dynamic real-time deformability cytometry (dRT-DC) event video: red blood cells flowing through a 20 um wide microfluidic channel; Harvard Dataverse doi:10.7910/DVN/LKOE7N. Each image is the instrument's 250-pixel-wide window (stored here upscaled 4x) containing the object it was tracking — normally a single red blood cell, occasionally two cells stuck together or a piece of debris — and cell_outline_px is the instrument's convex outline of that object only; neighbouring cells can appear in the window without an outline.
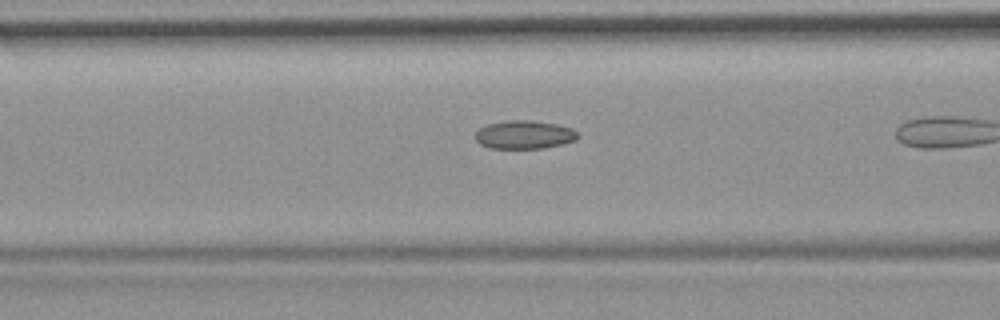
{"species": "common noctule bat (a hibernating species)", "species_latin": "Nyctalus noctula", "temperature_condition": "room temperature", "stored_images_in_passage": 20, "camera_frame_rate_fps": 3000, "um_per_image_px": 0.085, "animal": {"sex": "female", "body_mass_g": 19.9}, "frame": {"image": 1, "passage_image": 15, "time_ms": 4.667, "image_size_px": [1000, 320], "cell_outline_px": [[580, 136], [576, 140], [544, 148], [488, 148], [480, 144], [476, 140], [476, 132], [480, 128], [488, 124], [508, 120], [532, 120], [556, 124], [572, 128], [580, 132]], "centroid_in_image_um": [44.6, 11.44], "position_along_channel_um": 122.0, "area_um2": 16.99}}